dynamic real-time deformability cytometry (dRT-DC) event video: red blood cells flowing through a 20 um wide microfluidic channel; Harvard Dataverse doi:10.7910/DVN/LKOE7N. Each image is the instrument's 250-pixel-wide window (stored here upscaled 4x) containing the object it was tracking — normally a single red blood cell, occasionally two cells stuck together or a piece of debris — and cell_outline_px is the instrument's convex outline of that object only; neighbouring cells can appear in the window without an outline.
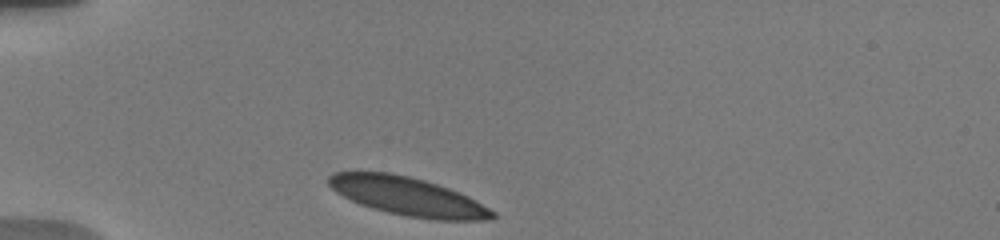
{"species": "human", "species_latin": "Homo sapiens", "temperature_condition": "warm", "stored_images_in_passage": 24, "camera_frame_rate_fps": 3000, "um_per_image_px": 0.085, "donor": {"sex": "male"}, "frame": {"image": 1, "passage_image": 1, "time_ms": 0.0, "image_size_px": [1000, 240], "cell_outline_px": [[496, 216], [492, 220], [436, 220], [408, 216], [388, 212], [372, 208], [360, 204], [336, 192], [328, 184], [328, 176], [332, 172], [388, 172], [408, 176], [424, 180], [448, 188], [468, 196], [496, 212]], "centroid_in_image_um": [34.68, 16.69], "position_along_channel_um": 50.3, "area_um2": 36.41}}
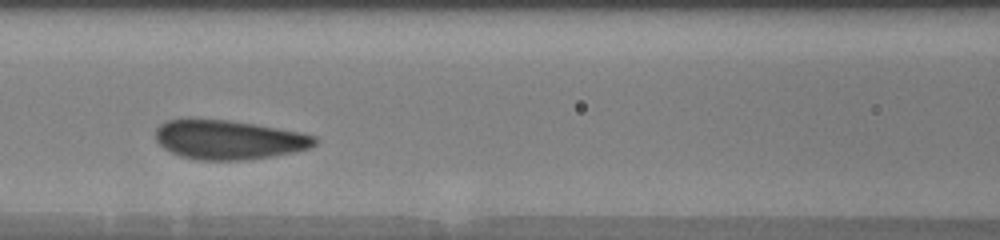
{"frame": {"image": 2, "passage_image": 18, "time_ms": 3.333, "image_size_px": [1000, 240], "cell_outline_px": [[316, 144], [308, 148], [292, 152], [272, 156], [244, 160], [196, 160], [180, 156], [164, 148], [156, 140], [156, 128], [160, 124], [168, 120], [188, 116], [228, 120], [300, 132], [316, 136]], "centroid_in_image_um": [19.36, 11.85], "position_along_channel_um": 147.2, "area_um2": 36.76}}
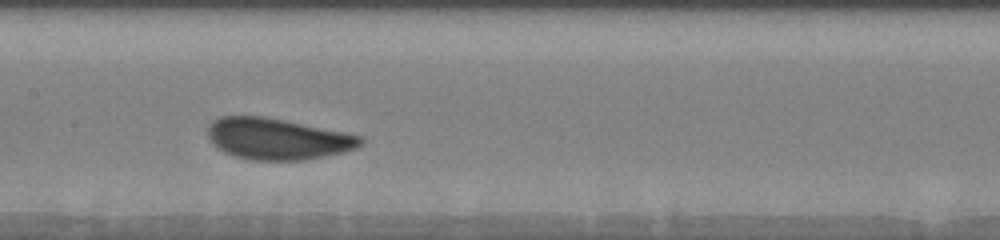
{"frame": {"image": 3, "passage_image": 23, "time_ms": 4.333, "image_size_px": [1000, 240], "cell_outline_px": [[364, 144], [356, 148], [344, 152], [304, 160], [248, 160], [224, 152], [208, 136], [208, 128], [220, 116], [264, 116], [364, 136]], "centroid_in_image_um": [23.65, 11.81], "position_along_channel_um": 183.7, "area_um2": 36.47}}